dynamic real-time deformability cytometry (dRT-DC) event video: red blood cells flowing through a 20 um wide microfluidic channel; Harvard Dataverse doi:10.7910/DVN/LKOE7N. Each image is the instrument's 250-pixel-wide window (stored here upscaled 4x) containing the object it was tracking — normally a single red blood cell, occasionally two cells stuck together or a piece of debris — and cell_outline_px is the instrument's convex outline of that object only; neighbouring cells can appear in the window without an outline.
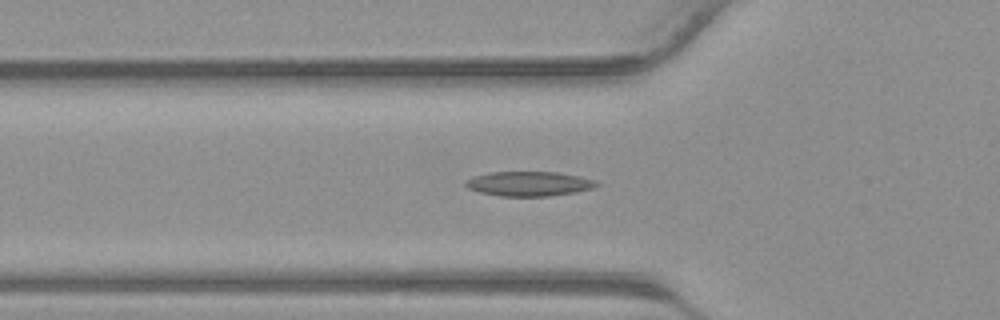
{"species": "common noctule bat (a hibernating species)", "species_latin": "Nyctalus noctula", "temperature_condition": "warm", "stored_images_in_passage": 35, "camera_frame_rate_fps": 3000, "um_per_image_px": 0.085, "animal": {"sex": "male", "body_mass_g": 23.1, "forearm_length_mm": 52.7}, "frame": {"image": 1, "passage_image": 13, "time_ms": 4.0, "image_size_px": [1000, 320], "cell_outline_px": [[600, 184], [592, 188], [576, 192], [548, 196], [500, 196], [480, 192], [468, 188], [464, 184], [464, 180], [472, 176], [488, 172], [556, 172], [580, 176], [596, 180]], "centroid_in_image_um": [44.94, 15.61], "position_along_channel_um": 80.9, "area_um2": 18.9}}
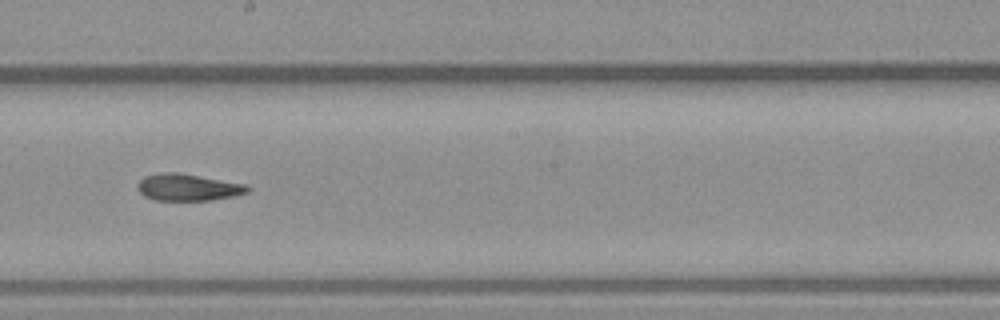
{"frame": {"image": 2, "passage_image": 22, "time_ms": 7.0, "image_size_px": [1000, 320], "cell_outline_px": [[252, 188], [248, 192], [232, 196], [208, 200], [156, 200], [144, 196], [140, 192], [136, 184], [144, 176], [164, 172], [176, 172], [244, 184]], "centroid_in_image_um": [15.94, 15.92], "position_along_channel_um": 232.3, "area_um2": 16.94}}
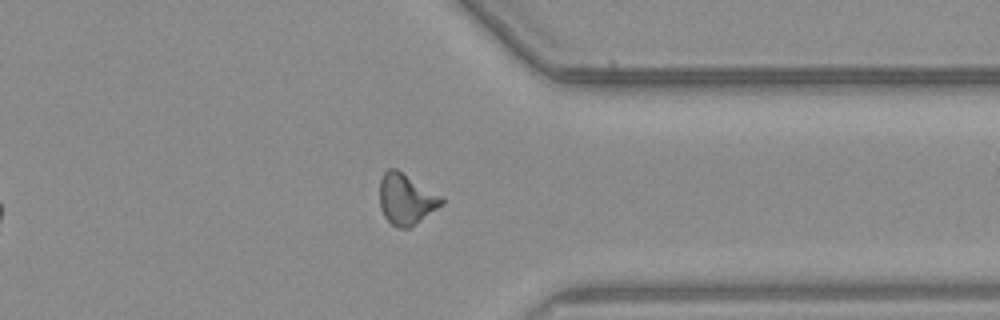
{"frame": {"image": 3, "passage_image": 31, "time_ms": 10.0, "image_size_px": [1000, 320], "cell_outline_px": [[444, 204], [408, 228], [396, 228], [384, 216], [380, 208], [380, 180], [384, 172], [388, 168], [396, 168], [444, 196]], "centroid_in_image_um": [34.54, 16.9], "position_along_channel_um": 376.9, "area_um2": 18.5}}